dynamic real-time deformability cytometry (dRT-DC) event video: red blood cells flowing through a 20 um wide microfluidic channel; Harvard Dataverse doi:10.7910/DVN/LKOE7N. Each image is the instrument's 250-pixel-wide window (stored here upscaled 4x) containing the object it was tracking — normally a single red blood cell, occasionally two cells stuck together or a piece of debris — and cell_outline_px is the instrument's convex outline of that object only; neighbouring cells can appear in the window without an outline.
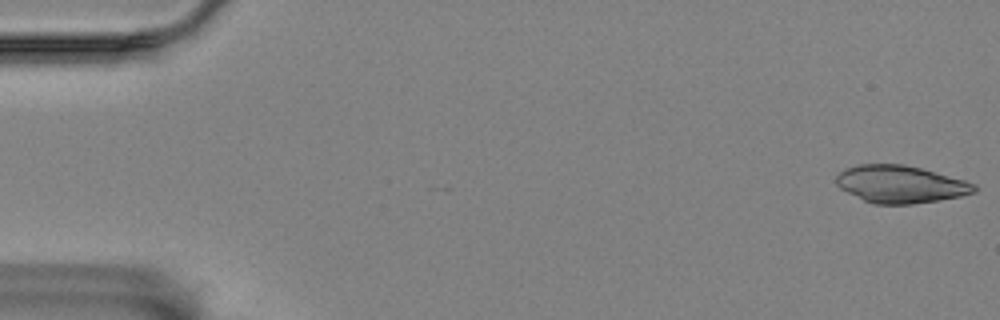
{"species": "Egyptian fruit bat (a non-hibernating species)", "species_latin": "Rousettus aegyptiacus", "temperature_condition": "room temperature", "stored_images_in_passage": 56, "camera_frame_rate_fps": 3000, "um_per_image_px": 0.085, "animal": {"sex": "female"}, "frame": {"image": 1, "passage_image": 1, "time_ms": 0.0, "image_size_px": [1000, 320], "cell_outline_px": [[976, 192], [960, 196], [940, 200], [912, 204], [872, 204], [840, 188], [836, 184], [836, 176], [844, 168], [860, 164], [904, 164], [920, 168], [964, 180], [976, 184]], "centroid_in_image_um": [76.53, 15.66], "position_along_channel_um": 8.5, "area_um2": 30.0}}
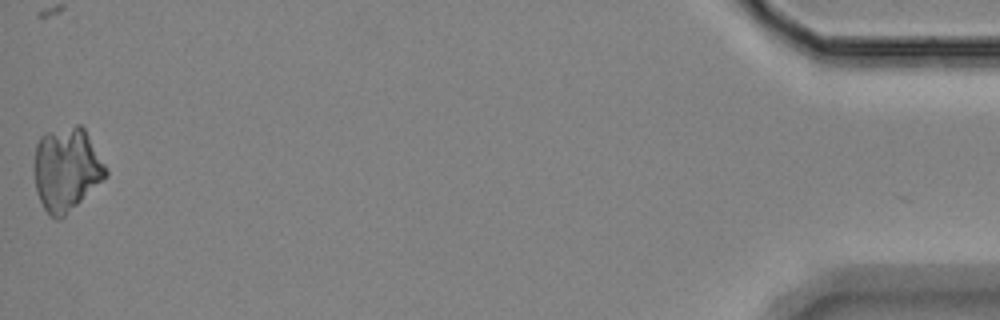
{"frame": {"image": 2, "passage_image": 56, "time_ms": 18.333, "image_size_px": [1000, 320], "cell_outline_px": [[108, 176], [60, 220], [56, 220], [44, 208], [36, 192], [36, 144], [40, 136], [44, 132], [76, 124], [80, 124], [84, 128], [108, 168]], "centroid_in_image_um": [5.69, 14.36], "position_along_channel_um": 429.5, "area_um2": 34.74}}